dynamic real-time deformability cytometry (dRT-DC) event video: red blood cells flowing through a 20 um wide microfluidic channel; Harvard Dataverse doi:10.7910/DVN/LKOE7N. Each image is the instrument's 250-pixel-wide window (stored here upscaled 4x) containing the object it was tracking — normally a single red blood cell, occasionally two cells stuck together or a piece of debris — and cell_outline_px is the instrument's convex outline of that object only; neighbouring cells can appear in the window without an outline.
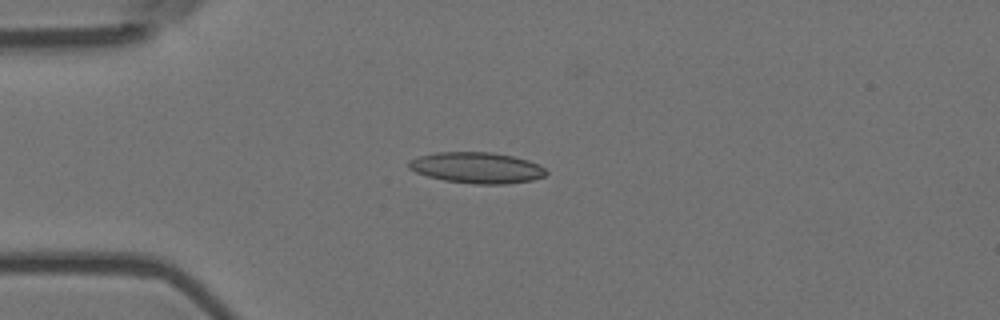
{"species": "Egyptian fruit bat (a non-hibernating species)", "species_latin": "Rousettus aegyptiacus", "temperature_condition": "room temperature", "stored_images_in_passage": 4, "camera_frame_rate_fps": 3000, "um_per_image_px": 0.085, "animal": {"sex": "female"}, "frame": {"image": 1, "passage_image": 4, "time_ms": 1.0, "image_size_px": [1000, 320], "cell_outline_px": [[548, 172], [544, 176], [532, 180], [504, 184], [472, 184], [444, 180], [428, 176], [416, 172], [408, 168], [408, 160], [420, 156], [436, 152], [492, 152], [512, 156], [528, 160], [544, 168]], "centroid_in_image_um": [40.51, 14.26], "position_along_channel_um": 44.5, "area_um2": 24.74}}